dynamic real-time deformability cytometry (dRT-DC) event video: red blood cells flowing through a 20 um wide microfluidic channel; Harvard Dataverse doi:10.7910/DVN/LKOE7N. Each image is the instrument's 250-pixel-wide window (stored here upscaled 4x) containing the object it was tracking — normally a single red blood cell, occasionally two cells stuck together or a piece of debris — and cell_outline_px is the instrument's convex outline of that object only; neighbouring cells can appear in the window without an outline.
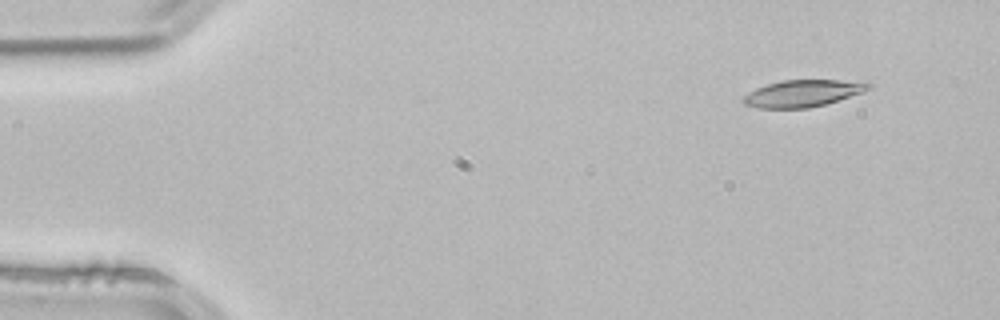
{"species": "common noctule bat (a hibernating species)", "species_latin": "Nyctalus noctula", "temperature_condition": "room temperature", "stored_images_in_passage": 3, "segment_of_instrument_passage": [1, 2], "camera_frame_rate_fps": 3000, "um_per_image_px": 0.085, "animal": {"sex": "male", "body_mass_g": 21.5, "forearm_length_mm": 52.0}, "frame": {"image": 1, "passage_image": 1, "time_ms": 0.0, "image_size_px": [1000, 320], "cell_outline_px": [[872, 88], [864, 92], [824, 104], [808, 108], [756, 108], [744, 104], [740, 100], [748, 92], [756, 88], [768, 84], [784, 80], [868, 80], [872, 84]], "centroid_in_image_um": [68.29, 7.92], "position_along_channel_um": 16.7, "area_um2": 19.88}}